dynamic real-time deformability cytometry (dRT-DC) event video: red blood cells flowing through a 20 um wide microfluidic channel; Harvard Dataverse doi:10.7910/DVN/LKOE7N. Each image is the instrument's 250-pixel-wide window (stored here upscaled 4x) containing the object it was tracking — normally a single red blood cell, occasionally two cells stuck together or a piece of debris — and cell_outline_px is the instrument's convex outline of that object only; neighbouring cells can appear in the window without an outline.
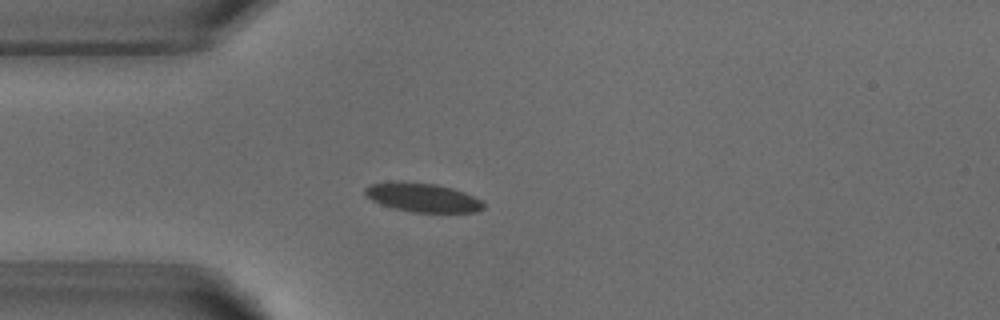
{"species": "common noctule bat (a hibernating species)", "species_latin": "Nyctalus noctula", "temperature_condition": "warm", "stored_images_in_passage": 5, "camera_frame_rate_fps": 3000, "um_per_image_px": 0.085, "animal": {"sex": "male", "body_mass_g": 18.8}, "frame": {"image": 1, "passage_image": 4, "time_ms": 3.667, "image_size_px": [1000, 320], "cell_outline_px": [[484, 208], [476, 212], [412, 212], [380, 204], [364, 196], [364, 188], [372, 184], [436, 184], [452, 188], [464, 192], [480, 200], [484, 204]], "centroid_in_image_um": [35.96, 16.83], "position_along_channel_um": 49.0, "area_um2": 19.07}}